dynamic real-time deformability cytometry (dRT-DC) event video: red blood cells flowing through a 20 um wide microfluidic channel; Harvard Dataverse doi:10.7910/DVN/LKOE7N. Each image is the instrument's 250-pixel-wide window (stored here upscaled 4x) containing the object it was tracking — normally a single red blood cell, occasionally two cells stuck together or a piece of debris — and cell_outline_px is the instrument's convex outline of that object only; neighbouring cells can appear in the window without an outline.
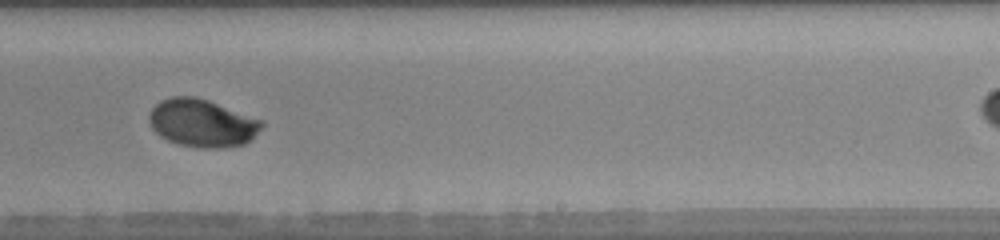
{"species": "human", "species_latin": "Homo sapiens", "temperature_condition": "warm", "stored_images_in_passage": 30, "camera_frame_rate_fps": 3000, "um_per_image_px": 0.085, "donor": {"sex": "female"}, "frame": {"image": 1, "passage_image": 18, "time_ms": 5.667, "image_size_px": [1000, 240], "cell_outline_px": [[264, 124], [244, 144], [224, 148], [196, 148], [176, 144], [160, 136], [152, 128], [148, 120], [148, 116], [152, 108], [160, 100], [172, 96], [192, 96], [208, 100], [264, 120]], "centroid_in_image_um": [17.15, 10.46], "position_along_channel_um": 271.8, "area_um2": 31.44}}